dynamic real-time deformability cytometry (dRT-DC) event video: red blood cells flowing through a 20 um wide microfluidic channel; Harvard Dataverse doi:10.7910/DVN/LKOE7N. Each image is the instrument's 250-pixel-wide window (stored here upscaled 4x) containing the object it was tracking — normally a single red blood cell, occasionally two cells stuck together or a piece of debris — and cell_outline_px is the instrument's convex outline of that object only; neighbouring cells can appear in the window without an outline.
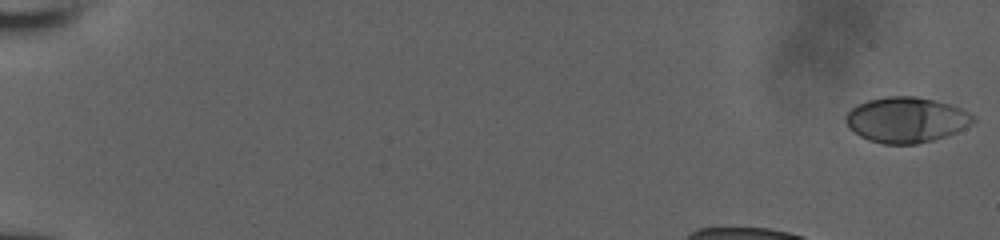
{"species": "human", "species_latin": "Homo sapiens", "temperature_condition": "room temperature", "stored_images_in_passage": 19, "camera_frame_rate_fps": 3000, "um_per_image_px": 0.085, "donor": {"sex": "male"}, "frame": {"image": 1, "passage_image": 1, "time_ms": 0.0, "image_size_px": [1000, 240], "cell_outline_px": [[976, 120], [972, 124], [956, 132], [932, 140], [916, 144], [884, 144], [868, 140], [860, 136], [844, 120], [844, 116], [852, 108], [868, 100], [888, 96], [916, 96], [948, 104], [960, 108], [976, 116]], "centroid_in_image_um": [77.05, 10.18], "position_along_channel_um": 8.0, "area_um2": 33.47}}
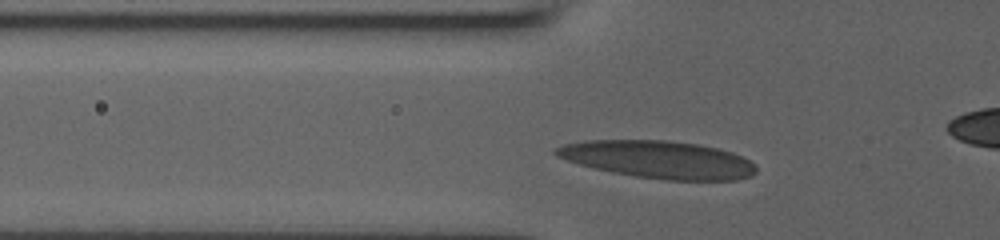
{"frame": {"image": 2, "passage_image": 14, "time_ms": 4.333, "image_size_px": [1000, 240], "cell_outline_px": [[756, 172], [752, 176], [736, 180], [668, 180], [636, 176], [612, 172], [580, 164], [556, 156], [552, 152], [556, 148], [564, 144], [588, 140], [664, 140], [700, 144], [732, 152], [756, 164]], "centroid_in_image_um": [55.99, 13.56], "position_along_channel_um": 69.8, "area_um2": 43.58}}
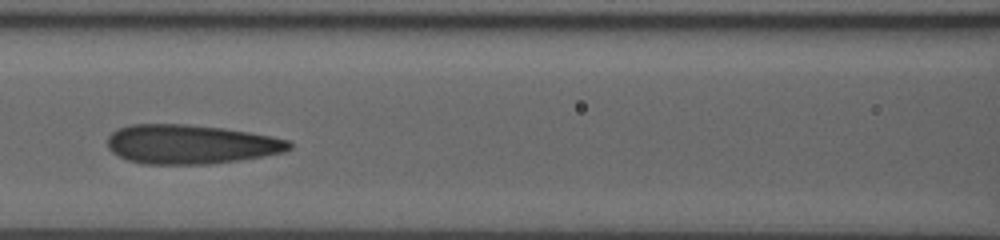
{"frame": {"image": 3, "passage_image": 18, "time_ms": 5.667, "image_size_px": [1000, 240], "cell_outline_px": [[292, 148], [284, 152], [264, 156], [240, 160], [208, 164], [140, 164], [128, 160], [112, 152], [108, 148], [108, 136], [116, 128], [128, 124], [188, 124], [224, 128], [272, 136], [288, 140], [292, 144]], "centroid_in_image_um": [16.19, 12.26], "position_along_channel_um": 150.4, "area_um2": 41.85}}